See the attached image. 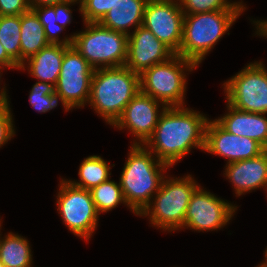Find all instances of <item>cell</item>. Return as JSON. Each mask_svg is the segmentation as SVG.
Segmentation results:
<instances>
[{"label": "cell", "instance_id": "cell-25", "mask_svg": "<svg viewBox=\"0 0 267 267\" xmlns=\"http://www.w3.org/2000/svg\"><path fill=\"white\" fill-rule=\"evenodd\" d=\"M58 101L61 102L66 112L71 110L63 97L55 92V85L47 82H36L29 94L30 105L40 113H46L54 109L57 107Z\"/></svg>", "mask_w": 267, "mask_h": 267}, {"label": "cell", "instance_id": "cell-22", "mask_svg": "<svg viewBox=\"0 0 267 267\" xmlns=\"http://www.w3.org/2000/svg\"><path fill=\"white\" fill-rule=\"evenodd\" d=\"M110 170L111 166L101 156L91 155L85 158L79 166L80 181H68L78 188L91 190L111 178Z\"/></svg>", "mask_w": 267, "mask_h": 267}, {"label": "cell", "instance_id": "cell-8", "mask_svg": "<svg viewBox=\"0 0 267 267\" xmlns=\"http://www.w3.org/2000/svg\"><path fill=\"white\" fill-rule=\"evenodd\" d=\"M222 85L229 105L250 113L267 114V68L261 61L249 63Z\"/></svg>", "mask_w": 267, "mask_h": 267}, {"label": "cell", "instance_id": "cell-19", "mask_svg": "<svg viewBox=\"0 0 267 267\" xmlns=\"http://www.w3.org/2000/svg\"><path fill=\"white\" fill-rule=\"evenodd\" d=\"M148 1L149 0H118L98 23L105 28L128 36L131 33V27L133 28V26H135V30L142 25Z\"/></svg>", "mask_w": 267, "mask_h": 267}, {"label": "cell", "instance_id": "cell-35", "mask_svg": "<svg viewBox=\"0 0 267 267\" xmlns=\"http://www.w3.org/2000/svg\"><path fill=\"white\" fill-rule=\"evenodd\" d=\"M3 69H6V67L0 64V78H1V75H2V72L1 71ZM8 99L9 98H8L7 91H6V86L4 85V87L0 90V105L1 104L9 103L10 101Z\"/></svg>", "mask_w": 267, "mask_h": 267}, {"label": "cell", "instance_id": "cell-33", "mask_svg": "<svg viewBox=\"0 0 267 267\" xmlns=\"http://www.w3.org/2000/svg\"><path fill=\"white\" fill-rule=\"evenodd\" d=\"M69 0H28L30 7H37V6H49L59 3H64Z\"/></svg>", "mask_w": 267, "mask_h": 267}, {"label": "cell", "instance_id": "cell-24", "mask_svg": "<svg viewBox=\"0 0 267 267\" xmlns=\"http://www.w3.org/2000/svg\"><path fill=\"white\" fill-rule=\"evenodd\" d=\"M90 193L99 215L111 211L121 203L126 205L120 183L111 181L110 178L92 188Z\"/></svg>", "mask_w": 267, "mask_h": 267}, {"label": "cell", "instance_id": "cell-11", "mask_svg": "<svg viewBox=\"0 0 267 267\" xmlns=\"http://www.w3.org/2000/svg\"><path fill=\"white\" fill-rule=\"evenodd\" d=\"M237 208L199 186L190 198L182 229L217 231L232 220Z\"/></svg>", "mask_w": 267, "mask_h": 267}, {"label": "cell", "instance_id": "cell-36", "mask_svg": "<svg viewBox=\"0 0 267 267\" xmlns=\"http://www.w3.org/2000/svg\"><path fill=\"white\" fill-rule=\"evenodd\" d=\"M265 261H263L261 264H259L256 267H267V248L265 249Z\"/></svg>", "mask_w": 267, "mask_h": 267}, {"label": "cell", "instance_id": "cell-5", "mask_svg": "<svg viewBox=\"0 0 267 267\" xmlns=\"http://www.w3.org/2000/svg\"><path fill=\"white\" fill-rule=\"evenodd\" d=\"M168 177H164L159 190L139 216H147L152 226L171 233L182 229L190 198L200 185L190 174L175 179Z\"/></svg>", "mask_w": 267, "mask_h": 267}, {"label": "cell", "instance_id": "cell-18", "mask_svg": "<svg viewBox=\"0 0 267 267\" xmlns=\"http://www.w3.org/2000/svg\"><path fill=\"white\" fill-rule=\"evenodd\" d=\"M68 46L71 45L49 44L24 61L20 69L25 71L27 66L30 75L38 81L56 85L64 51Z\"/></svg>", "mask_w": 267, "mask_h": 267}, {"label": "cell", "instance_id": "cell-2", "mask_svg": "<svg viewBox=\"0 0 267 267\" xmlns=\"http://www.w3.org/2000/svg\"><path fill=\"white\" fill-rule=\"evenodd\" d=\"M144 145L130 148L119 183L126 206L137 216L159 190L169 166L159 161Z\"/></svg>", "mask_w": 267, "mask_h": 267}, {"label": "cell", "instance_id": "cell-17", "mask_svg": "<svg viewBox=\"0 0 267 267\" xmlns=\"http://www.w3.org/2000/svg\"><path fill=\"white\" fill-rule=\"evenodd\" d=\"M226 104L227 113L214 120L227 132L255 140L267 150L266 114L250 113Z\"/></svg>", "mask_w": 267, "mask_h": 267}, {"label": "cell", "instance_id": "cell-6", "mask_svg": "<svg viewBox=\"0 0 267 267\" xmlns=\"http://www.w3.org/2000/svg\"><path fill=\"white\" fill-rule=\"evenodd\" d=\"M85 31L73 33L72 46L94 68H114L125 65L128 36L108 29L98 22H85Z\"/></svg>", "mask_w": 267, "mask_h": 267}, {"label": "cell", "instance_id": "cell-3", "mask_svg": "<svg viewBox=\"0 0 267 267\" xmlns=\"http://www.w3.org/2000/svg\"><path fill=\"white\" fill-rule=\"evenodd\" d=\"M140 91V74L126 66L95 69L88 104L113 125L128 102Z\"/></svg>", "mask_w": 267, "mask_h": 267}, {"label": "cell", "instance_id": "cell-29", "mask_svg": "<svg viewBox=\"0 0 267 267\" xmlns=\"http://www.w3.org/2000/svg\"><path fill=\"white\" fill-rule=\"evenodd\" d=\"M10 103L0 105V148L15 136ZM14 125V126H13Z\"/></svg>", "mask_w": 267, "mask_h": 267}, {"label": "cell", "instance_id": "cell-38", "mask_svg": "<svg viewBox=\"0 0 267 267\" xmlns=\"http://www.w3.org/2000/svg\"><path fill=\"white\" fill-rule=\"evenodd\" d=\"M0 267H5V265L0 260Z\"/></svg>", "mask_w": 267, "mask_h": 267}, {"label": "cell", "instance_id": "cell-31", "mask_svg": "<svg viewBox=\"0 0 267 267\" xmlns=\"http://www.w3.org/2000/svg\"><path fill=\"white\" fill-rule=\"evenodd\" d=\"M74 5L75 2L73 1H67L64 3L54 4L51 5L55 9V15L57 19V23L60 26H63L66 28V25L71 23L72 19V10L70 9V5Z\"/></svg>", "mask_w": 267, "mask_h": 267}, {"label": "cell", "instance_id": "cell-32", "mask_svg": "<svg viewBox=\"0 0 267 267\" xmlns=\"http://www.w3.org/2000/svg\"><path fill=\"white\" fill-rule=\"evenodd\" d=\"M0 64L6 68L20 69V66L7 54L5 48L0 42Z\"/></svg>", "mask_w": 267, "mask_h": 267}, {"label": "cell", "instance_id": "cell-37", "mask_svg": "<svg viewBox=\"0 0 267 267\" xmlns=\"http://www.w3.org/2000/svg\"><path fill=\"white\" fill-rule=\"evenodd\" d=\"M69 1H73V2L79 3V6H81V3L83 2V0H69Z\"/></svg>", "mask_w": 267, "mask_h": 267}, {"label": "cell", "instance_id": "cell-27", "mask_svg": "<svg viewBox=\"0 0 267 267\" xmlns=\"http://www.w3.org/2000/svg\"><path fill=\"white\" fill-rule=\"evenodd\" d=\"M184 14L213 12L219 10H245L247 7L239 2L231 0H178Z\"/></svg>", "mask_w": 267, "mask_h": 267}, {"label": "cell", "instance_id": "cell-28", "mask_svg": "<svg viewBox=\"0 0 267 267\" xmlns=\"http://www.w3.org/2000/svg\"><path fill=\"white\" fill-rule=\"evenodd\" d=\"M118 0H83L79 7L83 22H99Z\"/></svg>", "mask_w": 267, "mask_h": 267}, {"label": "cell", "instance_id": "cell-13", "mask_svg": "<svg viewBox=\"0 0 267 267\" xmlns=\"http://www.w3.org/2000/svg\"><path fill=\"white\" fill-rule=\"evenodd\" d=\"M165 108L162 102L139 91L128 102L121 116L112 126L120 130L124 128L129 130L136 138L133 145H144L152 136L159 116Z\"/></svg>", "mask_w": 267, "mask_h": 267}, {"label": "cell", "instance_id": "cell-1", "mask_svg": "<svg viewBox=\"0 0 267 267\" xmlns=\"http://www.w3.org/2000/svg\"><path fill=\"white\" fill-rule=\"evenodd\" d=\"M208 121L207 116L192 108L190 110L184 106L166 107L159 116L152 136L144 146L159 161L173 167L192 148L204 150Z\"/></svg>", "mask_w": 267, "mask_h": 267}, {"label": "cell", "instance_id": "cell-10", "mask_svg": "<svg viewBox=\"0 0 267 267\" xmlns=\"http://www.w3.org/2000/svg\"><path fill=\"white\" fill-rule=\"evenodd\" d=\"M94 70L72 45L65 49L55 92L71 109L87 105Z\"/></svg>", "mask_w": 267, "mask_h": 267}, {"label": "cell", "instance_id": "cell-15", "mask_svg": "<svg viewBox=\"0 0 267 267\" xmlns=\"http://www.w3.org/2000/svg\"><path fill=\"white\" fill-rule=\"evenodd\" d=\"M173 55L165 44L141 25L128 35L127 59L124 66L141 74L155 64L167 61Z\"/></svg>", "mask_w": 267, "mask_h": 267}, {"label": "cell", "instance_id": "cell-21", "mask_svg": "<svg viewBox=\"0 0 267 267\" xmlns=\"http://www.w3.org/2000/svg\"><path fill=\"white\" fill-rule=\"evenodd\" d=\"M0 234V260L5 267H32L30 243L21 235L9 232Z\"/></svg>", "mask_w": 267, "mask_h": 267}, {"label": "cell", "instance_id": "cell-4", "mask_svg": "<svg viewBox=\"0 0 267 267\" xmlns=\"http://www.w3.org/2000/svg\"><path fill=\"white\" fill-rule=\"evenodd\" d=\"M243 11L184 14L182 42L177 54L199 66Z\"/></svg>", "mask_w": 267, "mask_h": 267}, {"label": "cell", "instance_id": "cell-12", "mask_svg": "<svg viewBox=\"0 0 267 267\" xmlns=\"http://www.w3.org/2000/svg\"><path fill=\"white\" fill-rule=\"evenodd\" d=\"M183 22L184 13L178 0H149L142 26L177 54L182 42Z\"/></svg>", "mask_w": 267, "mask_h": 267}, {"label": "cell", "instance_id": "cell-30", "mask_svg": "<svg viewBox=\"0 0 267 267\" xmlns=\"http://www.w3.org/2000/svg\"><path fill=\"white\" fill-rule=\"evenodd\" d=\"M30 9L28 0H0V16L22 15Z\"/></svg>", "mask_w": 267, "mask_h": 267}, {"label": "cell", "instance_id": "cell-34", "mask_svg": "<svg viewBox=\"0 0 267 267\" xmlns=\"http://www.w3.org/2000/svg\"><path fill=\"white\" fill-rule=\"evenodd\" d=\"M253 24L256 25V34L267 38V20H255Z\"/></svg>", "mask_w": 267, "mask_h": 267}, {"label": "cell", "instance_id": "cell-26", "mask_svg": "<svg viewBox=\"0 0 267 267\" xmlns=\"http://www.w3.org/2000/svg\"><path fill=\"white\" fill-rule=\"evenodd\" d=\"M36 15L38 16L42 26L44 27L45 36L49 44H60V45H72L73 35L65 36L62 40H60L59 33L64 31L63 26H60L57 23L55 9L49 6H37L31 8Z\"/></svg>", "mask_w": 267, "mask_h": 267}, {"label": "cell", "instance_id": "cell-9", "mask_svg": "<svg viewBox=\"0 0 267 267\" xmlns=\"http://www.w3.org/2000/svg\"><path fill=\"white\" fill-rule=\"evenodd\" d=\"M58 191L56 206L63 223L77 237L90 240L99 221L90 190L78 188L68 179H62Z\"/></svg>", "mask_w": 267, "mask_h": 267}, {"label": "cell", "instance_id": "cell-14", "mask_svg": "<svg viewBox=\"0 0 267 267\" xmlns=\"http://www.w3.org/2000/svg\"><path fill=\"white\" fill-rule=\"evenodd\" d=\"M219 155L231 162L252 159L262 154L265 149L255 140L227 132L215 120L207 123L204 150Z\"/></svg>", "mask_w": 267, "mask_h": 267}, {"label": "cell", "instance_id": "cell-16", "mask_svg": "<svg viewBox=\"0 0 267 267\" xmlns=\"http://www.w3.org/2000/svg\"><path fill=\"white\" fill-rule=\"evenodd\" d=\"M224 172L233 184L236 196L258 188L267 191V150L255 158L226 164Z\"/></svg>", "mask_w": 267, "mask_h": 267}, {"label": "cell", "instance_id": "cell-23", "mask_svg": "<svg viewBox=\"0 0 267 267\" xmlns=\"http://www.w3.org/2000/svg\"><path fill=\"white\" fill-rule=\"evenodd\" d=\"M20 30V15L0 16V42L21 67Z\"/></svg>", "mask_w": 267, "mask_h": 267}, {"label": "cell", "instance_id": "cell-7", "mask_svg": "<svg viewBox=\"0 0 267 267\" xmlns=\"http://www.w3.org/2000/svg\"><path fill=\"white\" fill-rule=\"evenodd\" d=\"M197 66L174 54L167 61L155 64L140 74V91L162 102L166 107L184 106L186 74Z\"/></svg>", "mask_w": 267, "mask_h": 267}, {"label": "cell", "instance_id": "cell-20", "mask_svg": "<svg viewBox=\"0 0 267 267\" xmlns=\"http://www.w3.org/2000/svg\"><path fill=\"white\" fill-rule=\"evenodd\" d=\"M21 66L29 57L49 45L44 27L36 13L30 9L20 15Z\"/></svg>", "mask_w": 267, "mask_h": 267}]
</instances>
